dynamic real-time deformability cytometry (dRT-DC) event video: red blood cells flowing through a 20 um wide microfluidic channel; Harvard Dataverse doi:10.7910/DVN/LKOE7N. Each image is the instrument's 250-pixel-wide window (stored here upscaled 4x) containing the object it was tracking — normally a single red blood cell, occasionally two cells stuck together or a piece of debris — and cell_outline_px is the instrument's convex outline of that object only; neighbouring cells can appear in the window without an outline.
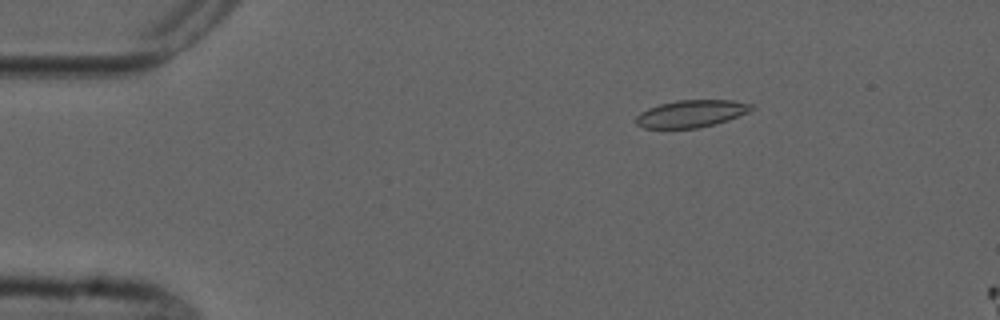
{"species": "common noctule bat (a hibernating species)", "species_latin": "Nyctalus noctula", "temperature_condition": "cold", "stored_images_in_passage": 3, "camera_frame_rate_fps": 3000, "um_per_image_px": 0.085, "animal": {"sex": "male", "forearm_length_mm": 52.5}, "frame": {"image": 1, "passage_image": 1, "time_ms": 0.0, "image_size_px": [1000, 320], "cell_outline_px": [[756, 108], [748, 112], [728, 120], [696, 128], [644, 128], [636, 124], [636, 116], [640, 112], [648, 108], [660, 104], [676, 100], [732, 100], [752, 104]], "centroid_in_image_um": [58.75, 9.65], "position_along_channel_um": 26.2, "area_um2": 18.26}}